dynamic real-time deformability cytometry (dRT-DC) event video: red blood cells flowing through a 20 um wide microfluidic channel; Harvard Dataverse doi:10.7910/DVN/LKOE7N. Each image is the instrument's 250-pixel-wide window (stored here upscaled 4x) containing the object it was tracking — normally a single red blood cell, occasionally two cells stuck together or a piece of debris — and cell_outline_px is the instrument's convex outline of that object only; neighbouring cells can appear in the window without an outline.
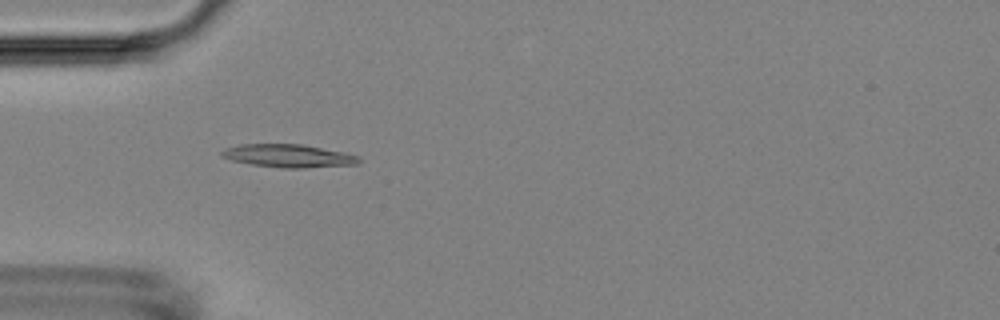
{"species": "Egyptian fruit bat (a non-hibernating species)", "species_latin": "Rousettus aegyptiacus", "temperature_condition": "room temperature", "stored_images_in_passage": 40, "camera_frame_rate_fps": 3000, "um_per_image_px": 0.085, "animal": {"sex": "female"}, "frame": {"image": 1, "passage_image": 2, "time_ms": 0.333, "image_size_px": [1000, 320], "cell_outline_px": [[360, 164], [304, 168], [280, 168], [252, 164], [232, 160], [220, 156], [220, 152], [224, 148], [240, 144], [300, 144], [360, 156]], "centroid_in_image_um": [24.48, 13.25], "position_along_channel_um": 60.5, "area_um2": 18.32}}
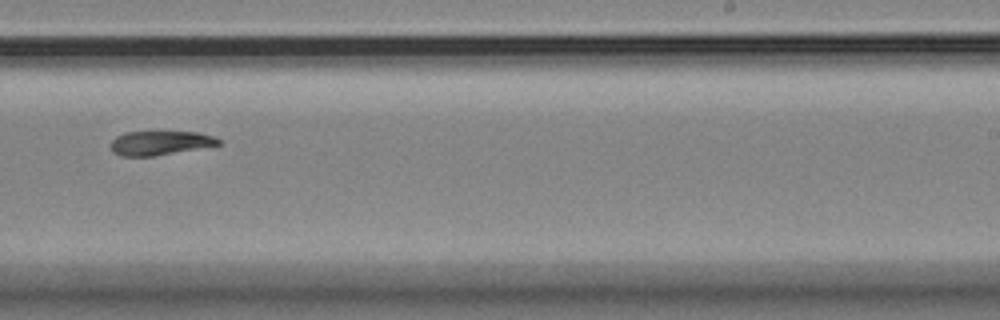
{"frame": {"image": 2, "passage_image": 20, "time_ms": 6.333, "image_size_px": [1000, 320], "cell_outline_px": [[220, 144], [152, 156], [120, 156], [112, 152], [112, 140], [116, 136], [124, 132], [200, 132], [212, 136], [220, 140]], "centroid_in_image_um": [13.56, 12.14], "position_along_channel_um": 275.4, "area_um2": 14.85}}
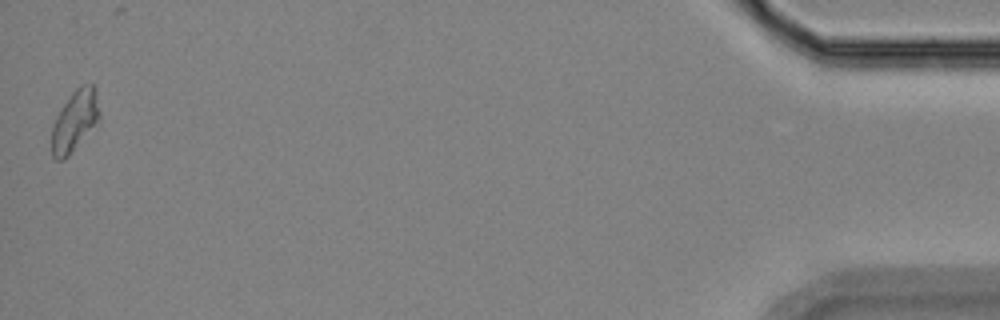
{"frame": {"image": 3, "passage_image": 40, "time_ms": 13.0, "image_size_px": [1000, 320], "cell_outline_px": [[100, 124], [64, 160], [56, 160], [52, 156], [52, 124], [56, 116], [72, 92], [80, 84], [92, 84], [96, 88], [100, 112]], "centroid_in_image_um": [6.4, 10.28], "position_along_channel_um": 428.8, "area_um2": 17.51}, "authors_computed_cell_mechanics": {"area_um2": 16.4152, "velocity_mm_per_s": 3.6101, "shape_relaxation_time_tau1_ms": 4.6774, "shape_relaxation_time_tau2_ms": 3.2986, "deformation_change_tau1": 0.1442, "deformation_change_tau2": 0.0947}}